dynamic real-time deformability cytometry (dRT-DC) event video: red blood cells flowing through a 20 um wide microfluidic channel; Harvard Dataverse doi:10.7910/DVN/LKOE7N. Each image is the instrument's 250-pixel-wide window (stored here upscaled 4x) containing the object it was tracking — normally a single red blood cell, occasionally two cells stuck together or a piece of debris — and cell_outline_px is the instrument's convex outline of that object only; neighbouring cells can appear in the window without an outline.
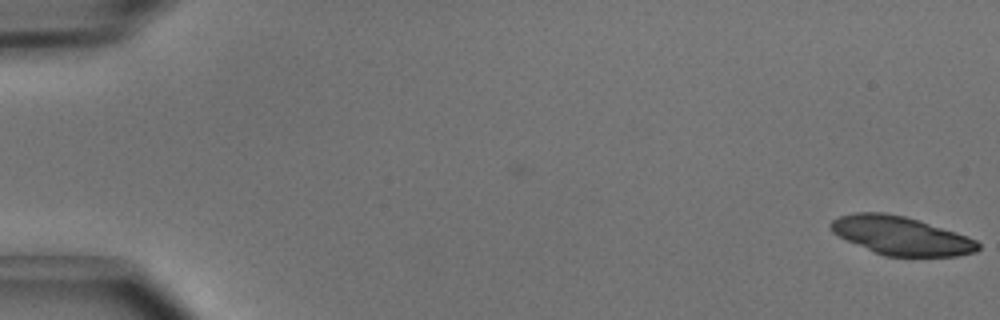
{"species": "common noctule bat (a hibernating species)", "species_latin": "Nyctalus noctula", "temperature_condition": "cold", "stored_images_in_passage": 2, "camera_frame_rate_fps": 3000, "um_per_image_px": 0.085, "animal": {"sex": "male", "body_mass_g": 15.6}, "frame": {"image": 1, "passage_image": 2, "time_ms": 0.333, "image_size_px": [1000, 320], "cell_outline_px": [[980, 248], [976, 252], [956, 256], [884, 256], [848, 240], [832, 232], [828, 224], [832, 220], [840, 216], [852, 212], [884, 212], [904, 216], [920, 220], [956, 232], [976, 240], [980, 244]], "centroid_in_image_um": [76.6, 20.02], "position_along_channel_um": 8.4, "area_um2": 32.89}}